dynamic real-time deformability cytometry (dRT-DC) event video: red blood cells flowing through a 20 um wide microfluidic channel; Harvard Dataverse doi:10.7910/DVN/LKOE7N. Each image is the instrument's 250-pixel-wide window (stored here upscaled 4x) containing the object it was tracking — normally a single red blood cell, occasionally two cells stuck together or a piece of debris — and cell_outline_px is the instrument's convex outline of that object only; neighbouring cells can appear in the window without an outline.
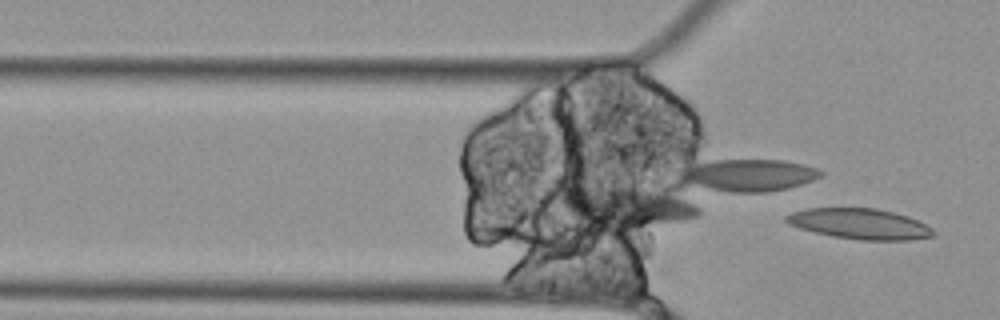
{"species": "Egyptian fruit bat (a non-hibernating species)", "species_latin": "Rousettus aegyptiacus", "temperature_condition": "cold", "stored_images_in_passage": 16, "camera_frame_rate_fps": 3000, "um_per_image_px": 0.085, "animal": {"sex": "female"}, "frame": {"image": 1, "passage_image": 16, "time_ms": 5.0, "image_size_px": [1000, 320], "cell_outline_px": [[936, 232], [932, 236], [912, 240], [860, 240], [832, 236], [800, 228], [788, 224], [784, 220], [784, 216], [792, 212], [808, 208], [876, 208], [908, 216], [932, 228]], "centroid_in_image_um": [73.07, 19.03], "position_along_channel_um": 52.7, "area_um2": 26.13}}